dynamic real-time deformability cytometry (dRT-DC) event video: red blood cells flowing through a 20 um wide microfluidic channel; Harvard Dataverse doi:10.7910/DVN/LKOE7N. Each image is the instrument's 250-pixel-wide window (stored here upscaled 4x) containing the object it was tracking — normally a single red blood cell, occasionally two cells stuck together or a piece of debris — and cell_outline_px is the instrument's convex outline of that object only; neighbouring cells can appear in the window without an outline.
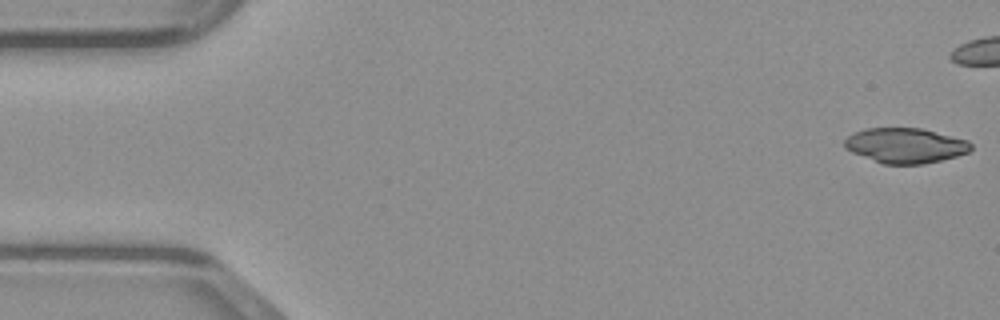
{"species": "common noctule bat (a hibernating species)", "species_latin": "Nyctalus noctula", "temperature_condition": "warm", "stored_images_in_passage": 38, "camera_frame_rate_fps": 3000, "um_per_image_px": 0.085, "animal": {"sex": "male", "body_mass_g": 23.1, "forearm_length_mm": 52.7}, "frame": {"image": 1, "passage_image": 1, "time_ms": 0.0, "image_size_px": [1000, 320], "cell_outline_px": [[972, 148], [968, 152], [956, 156], [924, 164], [884, 164], [852, 152], [844, 148], [844, 140], [852, 132], [864, 128], [920, 128], [968, 140], [972, 144]], "centroid_in_image_um": [76.93, 12.36], "position_along_channel_um": 8.1, "area_um2": 25.78}}